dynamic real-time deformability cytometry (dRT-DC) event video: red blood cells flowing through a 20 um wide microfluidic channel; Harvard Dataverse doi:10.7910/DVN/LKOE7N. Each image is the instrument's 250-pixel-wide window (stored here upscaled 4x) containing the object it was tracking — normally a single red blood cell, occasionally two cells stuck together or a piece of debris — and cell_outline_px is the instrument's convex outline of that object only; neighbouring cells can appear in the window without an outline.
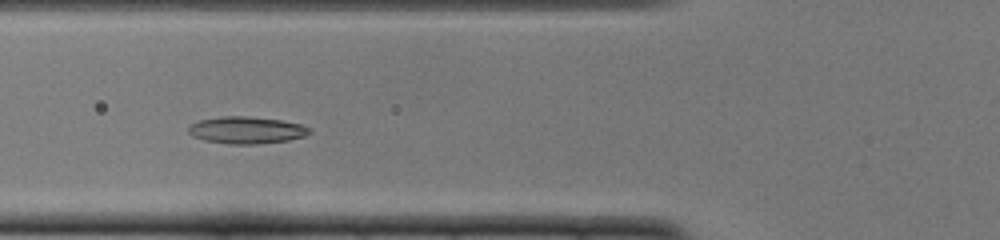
{"species": "common noctule bat (a hibernating species)", "species_latin": "Nyctalus noctula", "temperature_condition": "cold", "stored_images_in_passage": 14, "camera_frame_rate_fps": 3000, "um_per_image_px": 0.085, "animal": {"sex": "female", "body_mass_g": 22.0, "forearm_length_mm": 56.7}, "frame": {"image": 1, "passage_image": 12, "time_ms": 3.667, "image_size_px": [1000, 240], "cell_outline_px": [[312, 132], [304, 136], [288, 140], [256, 144], [228, 144], [204, 140], [192, 136], [188, 132], [188, 124], [200, 120], [224, 116], [248, 116], [280, 120], [300, 124], [312, 128]], "centroid_in_image_um": [20.94, 11.06], "position_along_channel_um": 104.9, "area_um2": 19.13}}